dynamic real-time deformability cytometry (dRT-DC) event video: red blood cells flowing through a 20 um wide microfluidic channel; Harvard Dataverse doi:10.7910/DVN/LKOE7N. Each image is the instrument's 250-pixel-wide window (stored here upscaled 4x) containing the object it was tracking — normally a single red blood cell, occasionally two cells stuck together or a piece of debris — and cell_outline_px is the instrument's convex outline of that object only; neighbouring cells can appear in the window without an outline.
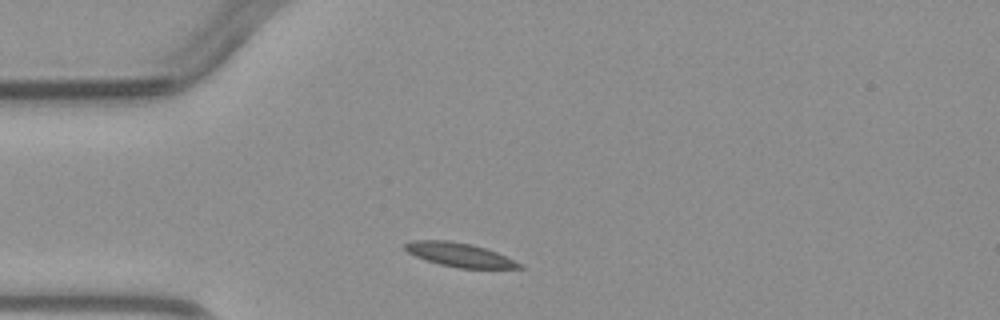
{"species": "common noctule bat (a hibernating species)", "species_latin": "Nyctalus noctula", "temperature_condition": "warm", "stored_images_in_passage": 2, "camera_frame_rate_fps": 3000, "um_per_image_px": 0.085, "animal": {"sex": "male", "body_mass_g": 23.1, "forearm_length_mm": 52.7}, "frame": {"image": 1, "passage_image": 2, "time_ms": 1.333, "image_size_px": [1000, 320], "cell_outline_px": [[524, 268], [456, 268], [440, 264], [416, 256], [408, 252], [404, 248], [404, 244], [412, 240], [448, 240], [468, 244], [484, 248], [496, 252], [524, 264]], "centroid_in_image_um": [39.07, 21.66], "position_along_channel_um": 45.9, "area_um2": 15.72}}